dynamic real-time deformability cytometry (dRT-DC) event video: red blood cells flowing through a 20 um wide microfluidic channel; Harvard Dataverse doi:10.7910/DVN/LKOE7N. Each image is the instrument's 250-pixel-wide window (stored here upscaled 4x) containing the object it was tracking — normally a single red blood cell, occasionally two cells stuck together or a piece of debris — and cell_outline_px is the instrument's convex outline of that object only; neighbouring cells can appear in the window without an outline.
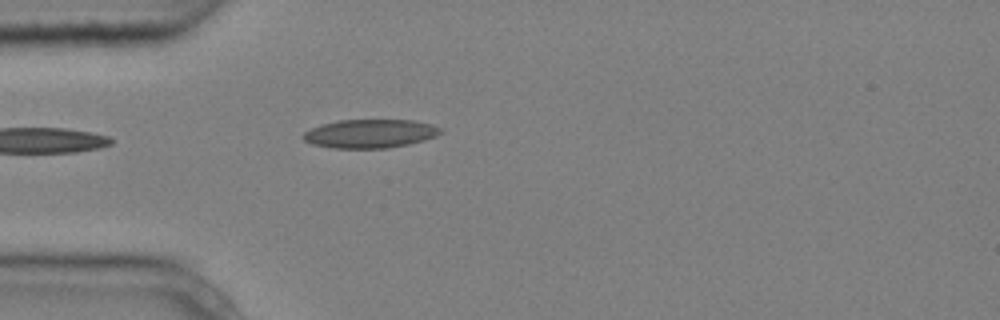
{"species": "common noctule bat (a hibernating species)", "species_latin": "Nyctalus noctula", "temperature_condition": "cold", "stored_images_in_passage": 2, "camera_frame_rate_fps": 3000, "um_per_image_px": 0.085, "animal": {"sex": "male", "body_mass_g": 20.4}, "frame": {"image": 1, "passage_image": 2, "time_ms": 0.333, "image_size_px": [1000, 320], "cell_outline_px": [[444, 132], [436, 136], [424, 140], [408, 144], [388, 148], [332, 148], [312, 144], [304, 140], [304, 132], [312, 128], [324, 124], [340, 120], [412, 120], [432, 124], [440, 128]], "centroid_in_image_um": [31.49, 11.36], "position_along_channel_um": 53.5, "area_um2": 22.77}}